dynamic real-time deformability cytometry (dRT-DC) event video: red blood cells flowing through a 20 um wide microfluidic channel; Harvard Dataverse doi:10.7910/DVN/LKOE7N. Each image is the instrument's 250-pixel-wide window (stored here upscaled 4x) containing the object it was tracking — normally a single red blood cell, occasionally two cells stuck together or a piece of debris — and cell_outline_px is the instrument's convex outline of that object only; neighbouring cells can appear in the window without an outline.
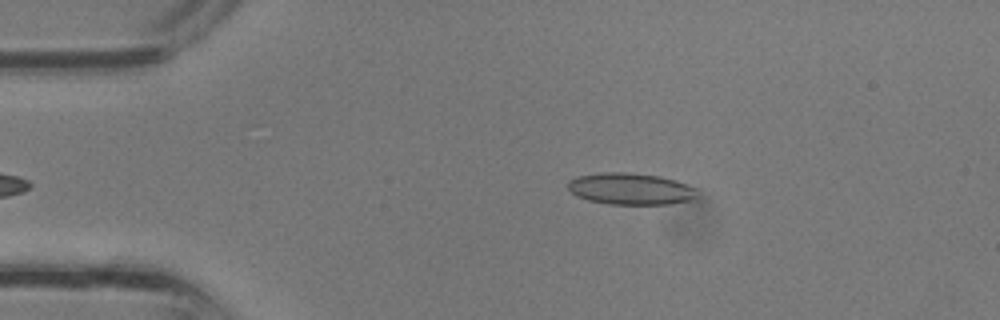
{"species": "common noctule bat (a hibernating species)", "species_latin": "Nyctalus noctula", "temperature_condition": "room temperature", "stored_images_in_passage": 25, "camera_frame_rate_fps": 3000, "um_per_image_px": 0.085, "animal": {"sex": "male", "body_mass_g": 13.3}, "frame": {"image": 1, "passage_image": 1, "time_ms": 0.0, "image_size_px": [1000, 320], "cell_outline_px": [[696, 196], [692, 200], [672, 204], [608, 204], [588, 200], [576, 196], [568, 188], [568, 184], [576, 176], [600, 172], [624, 172], [660, 176], [676, 180], [696, 188]], "centroid_in_image_um": [53.61, 16.05], "position_along_channel_um": 31.4, "area_um2": 23.87}}
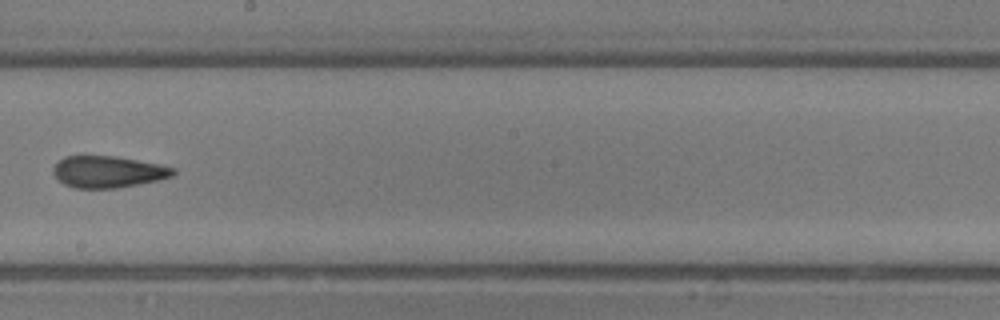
{"frame": {"image": 2, "passage_image": 14, "time_ms": 4.333, "image_size_px": [1000, 320], "cell_outline_px": [[176, 172], [172, 176], [156, 180], [116, 188], [76, 188], [64, 184], [52, 172], [52, 168], [64, 156], [116, 156], [160, 164], [176, 168]], "centroid_in_image_um": [9.18, 14.59], "position_along_channel_um": 239.0, "area_um2": 21.96}}
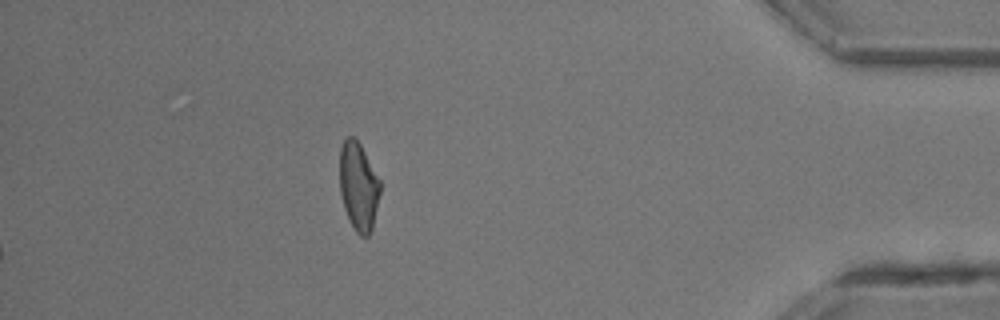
{"frame": {"image": 3, "passage_image": 25, "time_ms": 8.0, "image_size_px": [1000, 320], "cell_outline_px": [[380, 192], [372, 228], [368, 236], [360, 236], [356, 232], [348, 220], [340, 196], [340, 148], [344, 140], [348, 136], [352, 136], [360, 144], [380, 180]], "centroid_in_image_um": [30.46, 15.86], "position_along_channel_um": 404.7, "area_um2": 20.75}}